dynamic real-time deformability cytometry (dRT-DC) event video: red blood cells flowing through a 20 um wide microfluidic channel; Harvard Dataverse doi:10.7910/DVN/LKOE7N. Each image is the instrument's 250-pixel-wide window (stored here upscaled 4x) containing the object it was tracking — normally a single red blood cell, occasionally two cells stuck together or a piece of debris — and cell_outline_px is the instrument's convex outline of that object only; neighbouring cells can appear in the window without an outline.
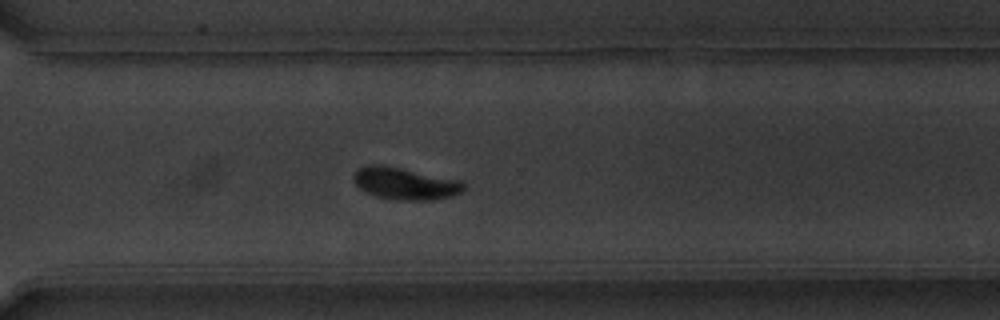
{"species": "common noctule bat (a hibernating species)", "species_latin": "Nyctalus noctula", "temperature_condition": "warm", "stored_images_in_passage": 39, "camera_frame_rate_fps": 3000, "um_per_image_px": 0.085, "animal": {"sex": "male", "body_mass_g": 20.1, "forearm_length_mm": 53.5}, "frame": {"image": 1, "passage_image": 34, "time_ms": 11.0, "image_size_px": [1000, 320], "cell_outline_px": [[468, 184], [460, 192], [452, 196], [432, 200], [400, 200], [376, 196], [360, 188], [352, 180], [352, 176], [360, 168], [368, 164], [380, 164], [460, 180]], "centroid_in_image_um": [34.44, 15.6], "position_along_channel_um": 336.2, "area_um2": 20.4}, "authors_computed_cell_mechanics": {"area_um2": 20.4034, "velocity_mm_per_s": 3.675, "shape_relaxation_time_tau1_ms": 3.3996, "shape_relaxation_time_tau2_ms": null, "deformation_change_tau1": 0.1858, "deformation_change_tau2": null}}